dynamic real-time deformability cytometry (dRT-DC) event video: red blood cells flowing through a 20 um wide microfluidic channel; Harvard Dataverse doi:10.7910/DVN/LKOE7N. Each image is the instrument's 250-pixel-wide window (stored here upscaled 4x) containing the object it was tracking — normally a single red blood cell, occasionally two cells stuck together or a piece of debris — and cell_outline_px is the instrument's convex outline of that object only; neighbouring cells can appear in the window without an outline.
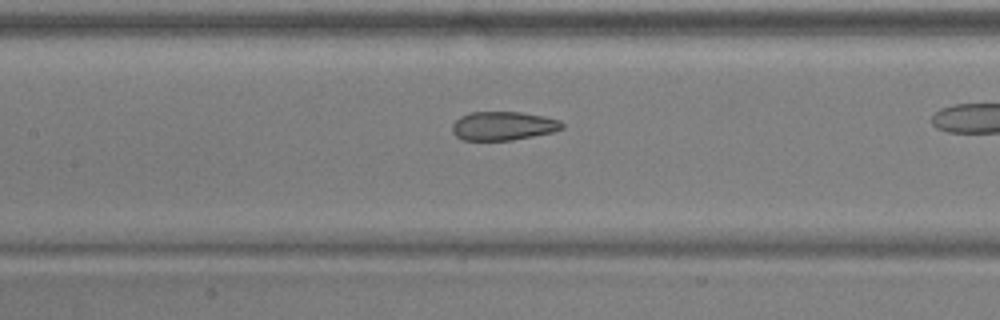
{"species": "common noctule bat (a hibernating species)", "species_latin": "Nyctalus noctula", "temperature_condition": "warm", "stored_images_in_passage": 44, "camera_frame_rate_fps": 3000, "um_per_image_px": 0.085, "animal": {"sex": "male", "body_mass_g": 17.9, "forearm_length_mm": 54.2}, "frame": {"image": 1, "passage_image": 26, "time_ms": 8.333, "image_size_px": [1000, 320], "cell_outline_px": [[564, 128], [552, 132], [512, 140], [464, 140], [456, 136], [452, 132], [452, 124], [460, 116], [472, 112], [520, 112], [544, 116], [560, 120], [564, 124]], "centroid_in_image_um": [42.77, 10.7], "position_along_channel_um": 164.6, "area_um2": 18.38}}